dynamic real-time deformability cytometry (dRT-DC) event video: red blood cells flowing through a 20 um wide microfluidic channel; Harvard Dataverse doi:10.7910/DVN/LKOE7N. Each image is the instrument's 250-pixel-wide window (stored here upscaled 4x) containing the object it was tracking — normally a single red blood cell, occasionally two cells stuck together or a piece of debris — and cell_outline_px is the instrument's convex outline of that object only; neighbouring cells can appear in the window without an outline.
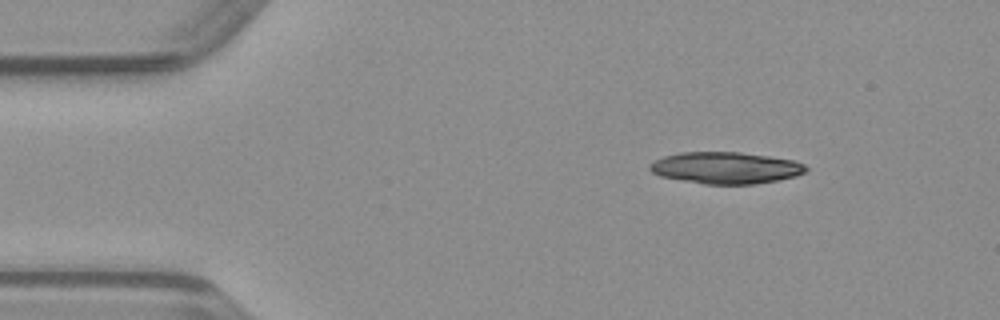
{"species": "common noctule bat (a hibernating species)", "species_latin": "Nyctalus noctula", "temperature_condition": "warm", "stored_images_in_passage": 42, "camera_frame_rate_fps": 3000, "um_per_image_px": 0.085, "animal": {"sex": "male", "body_mass_g": 23.1, "forearm_length_mm": 52.7}, "frame": {"image": 1, "passage_image": 1, "time_ms": 0.0, "image_size_px": [1000, 320], "cell_outline_px": [[808, 168], [804, 172], [796, 176], [756, 184], [704, 184], [660, 176], [652, 172], [648, 168], [648, 164], [664, 156], [680, 152], [740, 152], [796, 160], [804, 164]], "centroid_in_image_um": [61.68, 14.26], "position_along_channel_um": 23.3, "area_um2": 28.84}}